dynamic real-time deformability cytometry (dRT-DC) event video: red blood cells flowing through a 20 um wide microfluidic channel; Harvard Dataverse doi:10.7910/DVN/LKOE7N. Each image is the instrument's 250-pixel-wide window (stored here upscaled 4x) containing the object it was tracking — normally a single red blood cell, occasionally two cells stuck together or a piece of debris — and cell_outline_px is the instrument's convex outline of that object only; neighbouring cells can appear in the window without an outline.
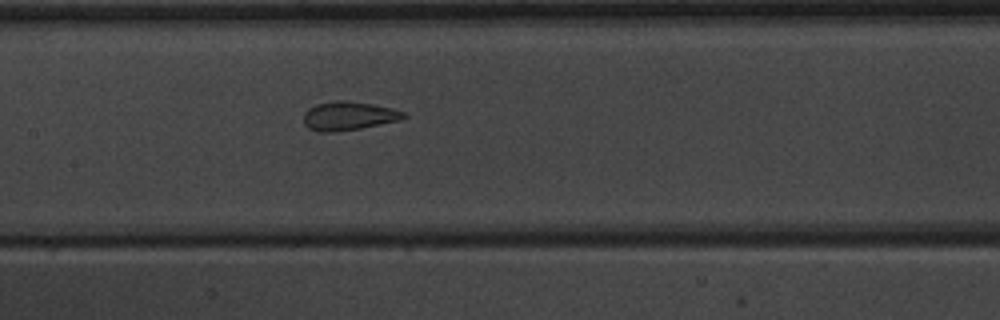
{"species": "common noctule bat (a hibernating species)", "species_latin": "Nyctalus noctula", "temperature_condition": "warm", "stored_images_in_passage": 8, "camera_frame_rate_fps": 3000, "um_per_image_px": 0.085, "animal": {"sex": "male", "body_mass_g": 20.1, "forearm_length_mm": 53.5}, "frame": {"image": 1, "passage_image": 8, "time_ms": 9.0, "image_size_px": [1000, 320], "cell_outline_px": [[408, 116], [400, 120], [360, 128], [336, 132], [320, 132], [308, 128], [304, 124], [304, 112], [308, 108], [316, 104], [332, 100], [344, 100], [372, 104], [392, 108], [408, 112]], "centroid_in_image_um": [29.64, 9.84], "position_along_channel_um": 177.8, "area_um2": 16.94}}